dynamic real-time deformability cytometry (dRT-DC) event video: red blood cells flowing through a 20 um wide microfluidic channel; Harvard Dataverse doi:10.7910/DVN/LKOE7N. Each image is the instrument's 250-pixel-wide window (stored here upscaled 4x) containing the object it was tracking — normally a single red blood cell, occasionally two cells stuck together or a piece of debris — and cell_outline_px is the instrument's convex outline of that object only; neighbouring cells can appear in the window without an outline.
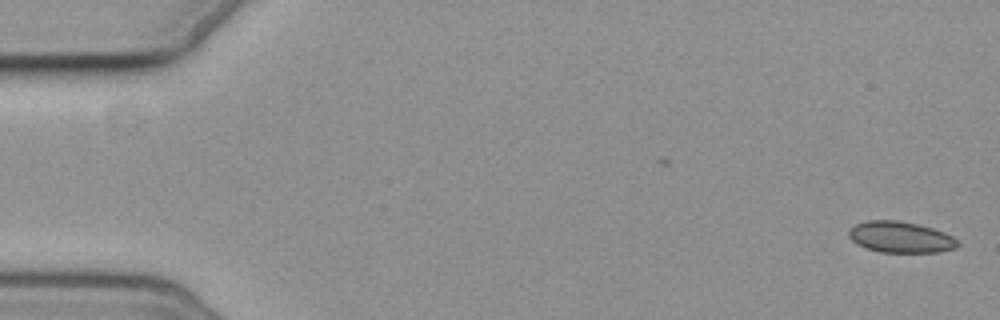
{"species": "common noctule bat (a hibernating species)", "species_latin": "Nyctalus noctula", "temperature_condition": "cold", "stored_images_in_passage": 6, "camera_frame_rate_fps": 3000, "um_per_image_px": 0.085, "animal": {"sex": "female", "body_mass_g": 19.3, "forearm_length_mm": 54.1}, "frame": {"image": 1, "passage_image": 1, "time_ms": 0.0, "image_size_px": [1000, 320], "cell_outline_px": [[960, 244], [956, 248], [940, 252], [880, 252], [856, 244], [848, 236], [848, 232], [856, 224], [868, 220], [896, 220], [916, 224], [932, 228], [944, 232], [952, 236]], "centroid_in_image_um": [76.55, 20.16], "position_along_channel_um": 8.4, "area_um2": 19.65}}
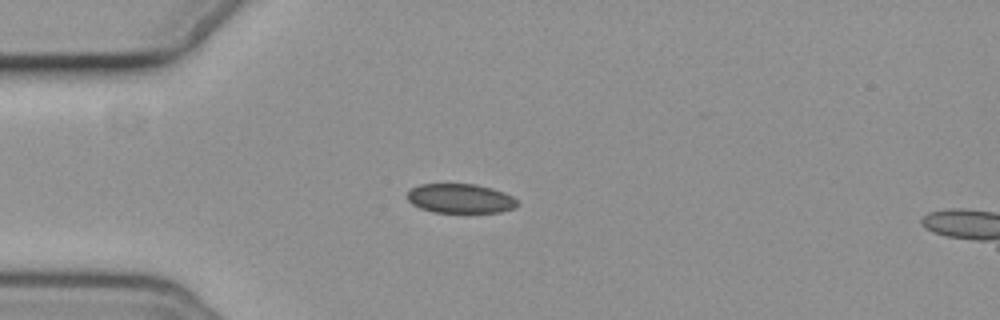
{"frame": {"image": 2, "passage_image": 5, "time_ms": 4.667, "image_size_px": [1000, 320], "cell_outline_px": [[516, 208], [500, 212], [432, 212], [420, 208], [412, 204], [408, 200], [408, 192], [412, 188], [420, 184], [476, 184], [492, 188], [504, 192], [512, 196], [516, 200]], "centroid_in_image_um": [39.13, 16.87], "position_along_channel_um": 45.9, "area_um2": 18.79}}
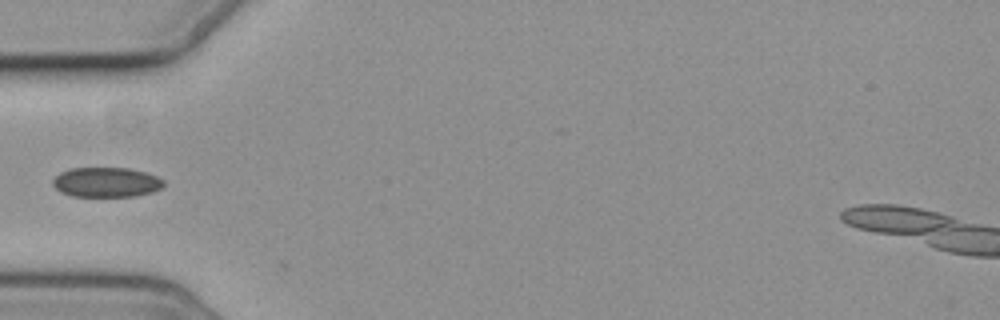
{"frame": {"image": 3, "passage_image": 6, "time_ms": 6.0, "image_size_px": [1000, 320], "cell_outline_px": [[164, 184], [160, 188], [152, 192], [136, 196], [72, 196], [60, 192], [52, 184], [52, 180], [60, 172], [68, 168], [128, 168], [144, 172], [156, 176], [164, 180]], "centroid_in_image_um": [9.01, 15.49], "position_along_channel_um": 76.0, "area_um2": 19.25}}